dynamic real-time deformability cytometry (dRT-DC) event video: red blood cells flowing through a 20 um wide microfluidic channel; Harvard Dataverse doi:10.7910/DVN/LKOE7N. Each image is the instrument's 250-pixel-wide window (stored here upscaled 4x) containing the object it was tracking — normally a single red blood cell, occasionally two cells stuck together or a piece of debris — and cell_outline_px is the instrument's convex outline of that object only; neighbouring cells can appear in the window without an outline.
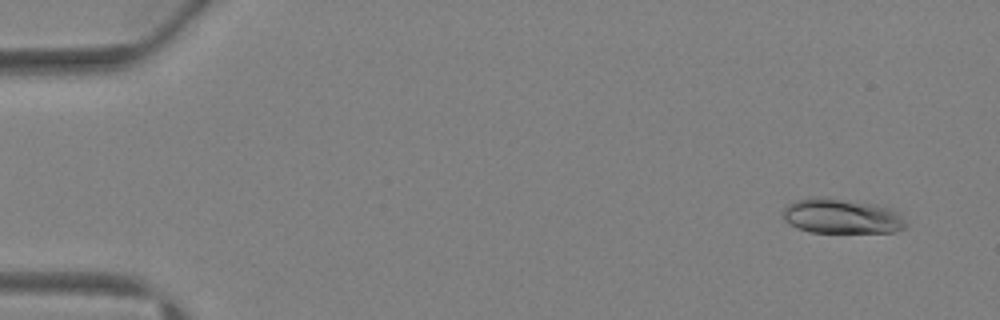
{"species": "Egyptian fruit bat (a non-hibernating species)", "species_latin": "Rousettus aegyptiacus", "temperature_condition": "warm", "stored_images_in_passage": 43, "camera_frame_rate_fps": 3000, "um_per_image_px": 0.085, "animal": {"sex": "female"}, "frame": {"image": 1, "passage_image": 3, "time_ms": 0.667, "image_size_px": [1000, 320], "cell_outline_px": [[908, 224], [904, 228], [896, 232], [808, 232], [796, 228], [784, 220], [784, 208], [788, 204], [796, 200], [808, 196], [824, 196], [876, 204], [892, 208]], "centroid_in_image_um": [71.52, 18.36], "position_along_channel_um": 13.5, "area_um2": 25.32}}
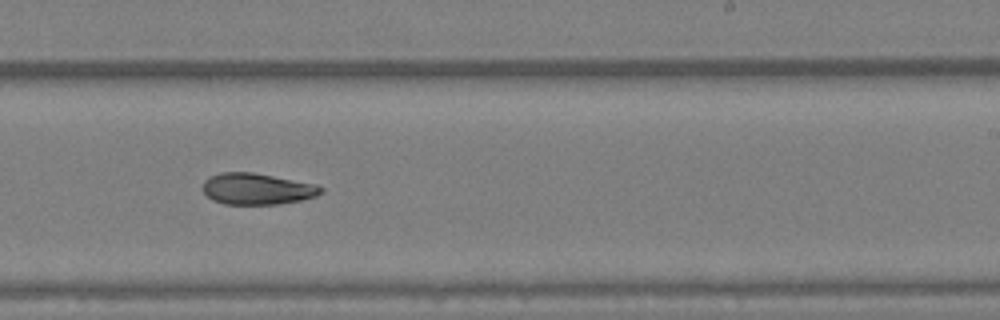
{"frame": {"image": 2, "passage_image": 27, "time_ms": 8.667, "image_size_px": [1000, 320], "cell_outline_px": [[324, 192], [316, 196], [300, 200], [280, 204], [224, 204], [212, 200], [204, 192], [204, 180], [208, 176], [220, 172], [252, 172], [316, 184], [324, 188]], "centroid_in_image_um": [21.85, 16.05], "position_along_channel_um": 267.1, "area_um2": 21.62}}
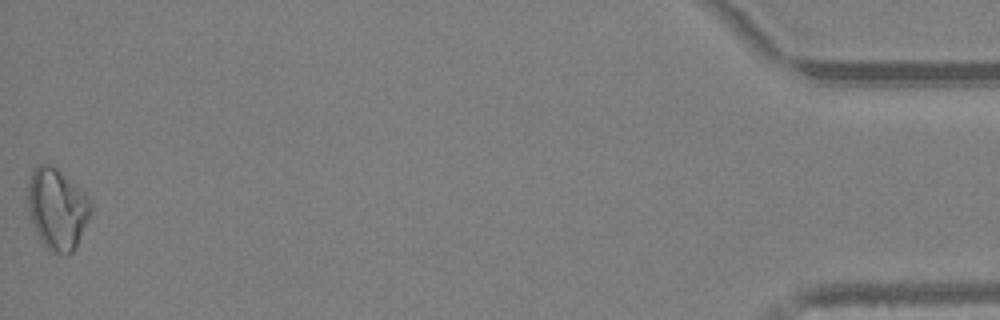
{"frame": {"image": 3, "passage_image": 43, "time_ms": 14.0, "image_size_px": [1000, 320], "cell_outline_px": [[92, 212], [76, 248], [72, 252], [52, 252], [40, 240], [32, 224], [28, 212], [28, 180], [32, 172], [40, 164], [52, 164], [84, 192], [92, 200]], "centroid_in_image_um": [4.87, 17.74], "position_along_channel_um": 430.3, "area_um2": 29.77}, "authors_computed_cell_mechanics": {"area_um2": 22.9466, "velocity_mm_per_s": 4.8351, "shape_relaxation_time_tau1_ms": 9.351, "shape_relaxation_time_tau2_ms": null, "deformation_change_tau1": 0.2213, "deformation_change_tau2": null}}